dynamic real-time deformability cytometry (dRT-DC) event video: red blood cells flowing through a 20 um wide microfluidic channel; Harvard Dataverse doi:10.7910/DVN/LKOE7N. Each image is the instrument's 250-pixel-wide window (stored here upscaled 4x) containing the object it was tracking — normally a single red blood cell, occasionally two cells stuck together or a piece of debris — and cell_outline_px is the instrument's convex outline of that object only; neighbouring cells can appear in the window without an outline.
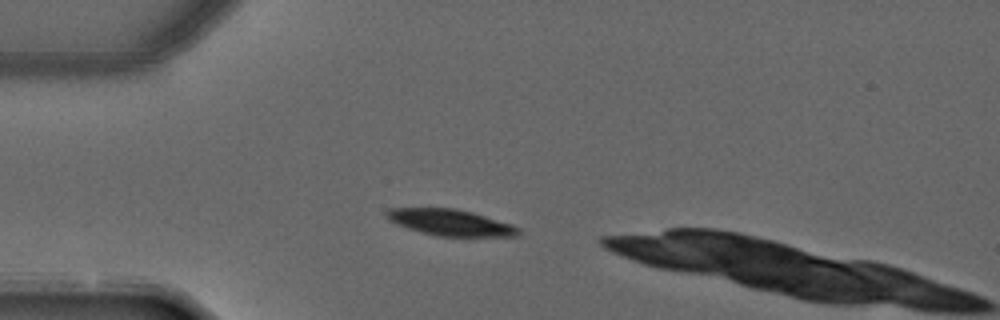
{"species": "common noctule bat (a hibernating species)", "species_latin": "Nyctalus noctula", "temperature_condition": "warm", "stored_images_in_passage": 2, "camera_frame_rate_fps": 3000, "um_per_image_px": 0.085, "animal": {"sex": "male", "forearm_length_mm": 52.5}, "frame": {"image": 1, "passage_image": 1, "time_ms": 0.0, "image_size_px": [1000, 320], "cell_outline_px": [[520, 236], [436, 236], [420, 232], [396, 224], [388, 220], [384, 212], [388, 208], [456, 208], [472, 212], [512, 224], [520, 228]], "centroid_in_image_um": [38.27, 18.91], "position_along_channel_um": 46.7, "area_um2": 20.29}}